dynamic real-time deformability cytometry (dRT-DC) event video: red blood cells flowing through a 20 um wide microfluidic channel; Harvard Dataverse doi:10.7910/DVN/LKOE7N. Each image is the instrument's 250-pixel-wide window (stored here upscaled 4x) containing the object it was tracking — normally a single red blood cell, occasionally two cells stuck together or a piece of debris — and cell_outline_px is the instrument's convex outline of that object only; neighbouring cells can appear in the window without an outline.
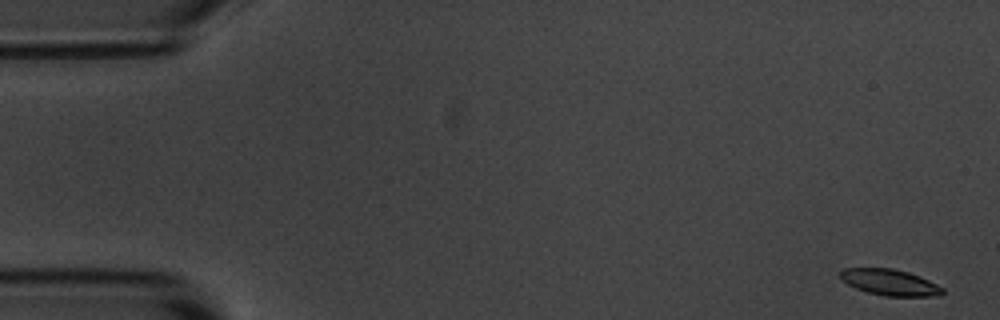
{"species": "common noctule bat (a hibernating species)", "species_latin": "Nyctalus noctula", "temperature_condition": "room temperature", "stored_images_in_passage": 5, "camera_frame_rate_fps": 3000, "um_per_image_px": 0.085, "animal": {"sex": "male", "body_mass_g": 20.1, "forearm_length_mm": 53.5}, "frame": {"image": 1, "passage_image": 1, "time_ms": 0.0, "image_size_px": [1000, 320], "cell_outline_px": [[944, 292], [940, 296], [884, 296], [868, 292], [856, 288], [840, 280], [840, 272], [844, 268], [892, 268], [908, 272], [920, 276], [944, 288]], "centroid_in_image_um": [75.64, 24.0], "position_along_channel_um": 9.4, "area_um2": 15.61}}